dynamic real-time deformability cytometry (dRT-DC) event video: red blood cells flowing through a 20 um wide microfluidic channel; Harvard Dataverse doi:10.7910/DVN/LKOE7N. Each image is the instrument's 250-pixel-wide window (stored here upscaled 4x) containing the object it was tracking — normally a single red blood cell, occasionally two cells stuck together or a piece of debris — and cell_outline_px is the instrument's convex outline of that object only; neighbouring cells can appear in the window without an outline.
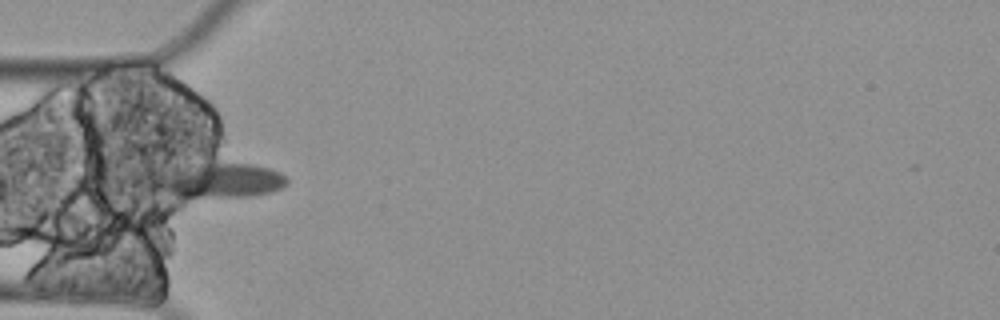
{"species": "Egyptian fruit bat (a non-hibernating species)", "species_latin": "Rousettus aegyptiacus", "temperature_condition": "cold", "stored_images_in_passage": 1, "camera_frame_rate_fps": 3000, "um_per_image_px": 0.085, "animal": {"sex": "female"}, "frame": {"image": 1, "passage_image": 1, "time_ms": 0.0, "image_size_px": [1000, 320], "cell_outline_px": [[288, 184], [272, 192], [252, 196], [184, 200], [180, 200], [148, 184], [144, 180], [144, 168], [200, 164], [252, 164], [268, 168], [280, 172], [288, 180]], "centroid_in_image_um": [18.22, 15.35], "position_along_channel_um": 66.8, "area_um2": 29.59}}